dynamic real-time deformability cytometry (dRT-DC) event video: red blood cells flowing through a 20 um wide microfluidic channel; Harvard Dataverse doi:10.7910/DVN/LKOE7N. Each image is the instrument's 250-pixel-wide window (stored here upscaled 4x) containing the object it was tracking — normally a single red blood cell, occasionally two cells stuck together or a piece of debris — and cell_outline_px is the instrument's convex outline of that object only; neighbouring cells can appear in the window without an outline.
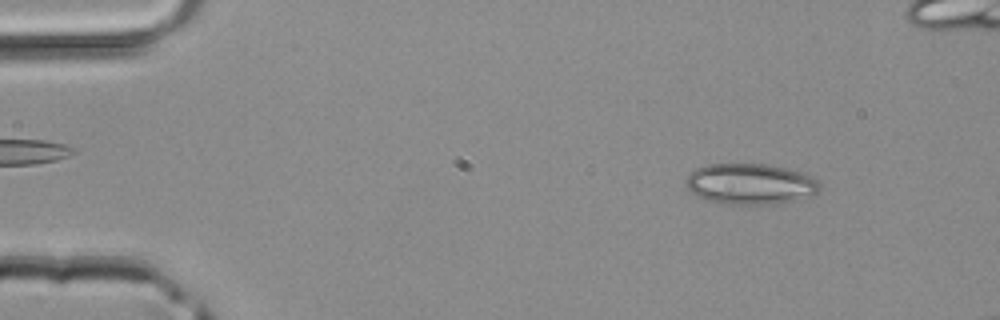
{"species": "common noctule bat (a hibernating species)", "species_latin": "Nyctalus noctula", "temperature_condition": "room temperature", "stored_images_in_passage": 44, "camera_frame_rate_fps": 3000, "um_per_image_px": 0.085, "animal": {"sex": "male", "body_mass_g": 20.4}, "frame": {"image": 1, "passage_image": 5, "time_ms": 1.333, "image_size_px": [1000, 320], "cell_outline_px": [[820, 188], [812, 196], [776, 204], [720, 204], [708, 200], [684, 188], [684, 180], [696, 168], [708, 164], [764, 164], [788, 168], [812, 176], [820, 184]], "centroid_in_image_um": [63.76, 15.64], "position_along_channel_um": 21.2, "area_um2": 31.96}}
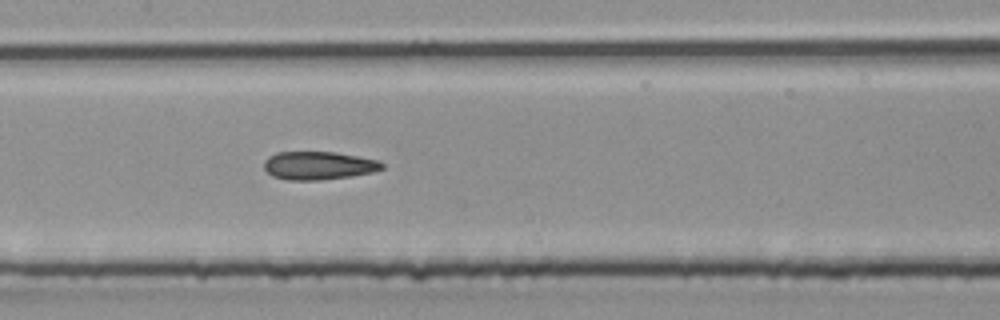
{"frame": {"image": 2, "passage_image": 21, "time_ms": 6.667, "image_size_px": [1000, 320], "cell_outline_px": [[384, 168], [372, 172], [352, 176], [320, 180], [288, 180], [272, 176], [264, 168], [264, 160], [268, 156], [276, 152], [336, 152], [380, 160], [384, 164]], "centroid_in_image_um": [27.08, 14.07], "position_along_channel_um": 180.3, "area_um2": 19.54}}
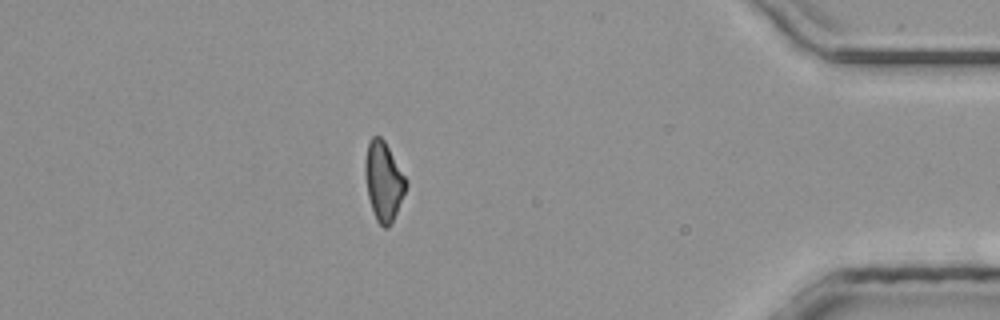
{"frame": {"image": 3, "passage_image": 38, "time_ms": 12.333, "image_size_px": [1000, 320], "cell_outline_px": [[408, 184], [396, 212], [388, 228], [384, 228], [376, 220], [368, 196], [364, 172], [364, 164], [368, 140], [372, 136], [380, 136], [384, 140], [408, 180]], "centroid_in_image_um": [32.59, 15.36], "position_along_channel_um": 402.6, "area_um2": 18.79}}